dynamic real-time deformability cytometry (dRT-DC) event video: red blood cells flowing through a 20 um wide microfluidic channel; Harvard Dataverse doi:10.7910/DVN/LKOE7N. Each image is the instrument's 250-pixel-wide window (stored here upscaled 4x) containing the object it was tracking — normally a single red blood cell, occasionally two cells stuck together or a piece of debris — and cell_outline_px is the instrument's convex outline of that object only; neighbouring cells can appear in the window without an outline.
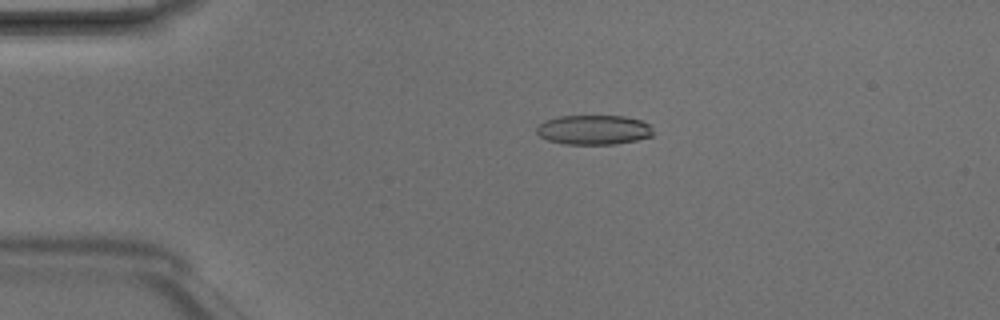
{"species": "Egyptian fruit bat (a non-hibernating species)", "species_latin": "Rousettus aegyptiacus", "temperature_condition": "room temperature", "stored_images_in_passage": 3, "camera_frame_rate_fps": 3000, "um_per_image_px": 0.085, "animal": {"sex": "male"}, "frame": {"image": 1, "passage_image": 2, "time_ms": 0.333, "image_size_px": [1000, 320], "cell_outline_px": [[652, 136], [636, 140], [616, 144], [564, 144], [548, 140], [540, 136], [536, 132], [536, 128], [544, 120], [560, 116], [624, 116], [640, 120], [648, 124], [652, 128]], "centroid_in_image_um": [50.45, 11.03], "position_along_channel_um": 34.6, "area_um2": 20.06}}